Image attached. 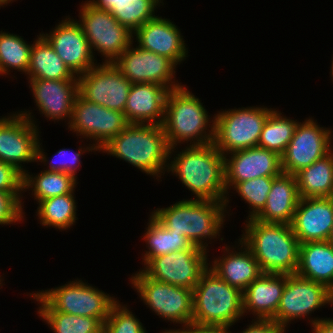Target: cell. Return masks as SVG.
<instances>
[{"instance_id":"484cf974","label":"cell","mask_w":333,"mask_h":333,"mask_svg":"<svg viewBox=\"0 0 333 333\" xmlns=\"http://www.w3.org/2000/svg\"><path fill=\"white\" fill-rule=\"evenodd\" d=\"M300 199L296 175L282 173L272 181L265 207L254 219L291 224Z\"/></svg>"},{"instance_id":"3957f363","label":"cell","mask_w":333,"mask_h":333,"mask_svg":"<svg viewBox=\"0 0 333 333\" xmlns=\"http://www.w3.org/2000/svg\"><path fill=\"white\" fill-rule=\"evenodd\" d=\"M169 150L162 125L129 124L99 151L161 179L168 168Z\"/></svg>"},{"instance_id":"c3c4849f","label":"cell","mask_w":333,"mask_h":333,"mask_svg":"<svg viewBox=\"0 0 333 333\" xmlns=\"http://www.w3.org/2000/svg\"><path fill=\"white\" fill-rule=\"evenodd\" d=\"M12 1L14 0H0V8L1 6L4 7L5 5H8V3L10 4Z\"/></svg>"},{"instance_id":"60d3db41","label":"cell","mask_w":333,"mask_h":333,"mask_svg":"<svg viewBox=\"0 0 333 333\" xmlns=\"http://www.w3.org/2000/svg\"><path fill=\"white\" fill-rule=\"evenodd\" d=\"M0 191L12 195H22L23 174L14 166L0 160Z\"/></svg>"},{"instance_id":"5b68a950","label":"cell","mask_w":333,"mask_h":333,"mask_svg":"<svg viewBox=\"0 0 333 333\" xmlns=\"http://www.w3.org/2000/svg\"><path fill=\"white\" fill-rule=\"evenodd\" d=\"M227 211L224 201L183 199L151 214L168 231L184 235L194 246L208 252L207 241L219 238Z\"/></svg>"},{"instance_id":"52a82bcc","label":"cell","mask_w":333,"mask_h":333,"mask_svg":"<svg viewBox=\"0 0 333 333\" xmlns=\"http://www.w3.org/2000/svg\"><path fill=\"white\" fill-rule=\"evenodd\" d=\"M32 293H30V298L40 304L37 311H58L77 316L94 317L103 324L109 316L112 305L117 301V298L80 279L54 289Z\"/></svg>"},{"instance_id":"4fadbf2b","label":"cell","mask_w":333,"mask_h":333,"mask_svg":"<svg viewBox=\"0 0 333 333\" xmlns=\"http://www.w3.org/2000/svg\"><path fill=\"white\" fill-rule=\"evenodd\" d=\"M128 125L124 113L88 102L78 94L68 129L81 138L93 140L92 144L99 152Z\"/></svg>"},{"instance_id":"277c9868","label":"cell","mask_w":333,"mask_h":333,"mask_svg":"<svg viewBox=\"0 0 333 333\" xmlns=\"http://www.w3.org/2000/svg\"><path fill=\"white\" fill-rule=\"evenodd\" d=\"M185 86L170 90L166 99L162 127L172 154L185 141L191 146L213 143L214 140L215 117L210 121L201 100Z\"/></svg>"},{"instance_id":"8fae6325","label":"cell","mask_w":333,"mask_h":333,"mask_svg":"<svg viewBox=\"0 0 333 333\" xmlns=\"http://www.w3.org/2000/svg\"><path fill=\"white\" fill-rule=\"evenodd\" d=\"M31 113L26 110L0 117V160L22 174L27 171L23 164L37 161L40 131Z\"/></svg>"},{"instance_id":"7dc6e473","label":"cell","mask_w":333,"mask_h":333,"mask_svg":"<svg viewBox=\"0 0 333 333\" xmlns=\"http://www.w3.org/2000/svg\"><path fill=\"white\" fill-rule=\"evenodd\" d=\"M327 242L330 243L333 246V227L331 229L330 235L327 239Z\"/></svg>"},{"instance_id":"4316f807","label":"cell","mask_w":333,"mask_h":333,"mask_svg":"<svg viewBox=\"0 0 333 333\" xmlns=\"http://www.w3.org/2000/svg\"><path fill=\"white\" fill-rule=\"evenodd\" d=\"M296 274L321 283L333 292V246L327 241L300 244Z\"/></svg>"},{"instance_id":"7c38bea8","label":"cell","mask_w":333,"mask_h":333,"mask_svg":"<svg viewBox=\"0 0 333 333\" xmlns=\"http://www.w3.org/2000/svg\"><path fill=\"white\" fill-rule=\"evenodd\" d=\"M333 304V292L325 285L297 274L286 275L285 288L276 315L272 318L284 331L288 324L320 307Z\"/></svg>"},{"instance_id":"f907efd6","label":"cell","mask_w":333,"mask_h":333,"mask_svg":"<svg viewBox=\"0 0 333 333\" xmlns=\"http://www.w3.org/2000/svg\"><path fill=\"white\" fill-rule=\"evenodd\" d=\"M97 333H108L104 328H101Z\"/></svg>"},{"instance_id":"d590c367","label":"cell","mask_w":333,"mask_h":333,"mask_svg":"<svg viewBox=\"0 0 333 333\" xmlns=\"http://www.w3.org/2000/svg\"><path fill=\"white\" fill-rule=\"evenodd\" d=\"M54 333H97L103 323L94 317L77 316L58 311H38Z\"/></svg>"},{"instance_id":"ba28073f","label":"cell","mask_w":333,"mask_h":333,"mask_svg":"<svg viewBox=\"0 0 333 333\" xmlns=\"http://www.w3.org/2000/svg\"><path fill=\"white\" fill-rule=\"evenodd\" d=\"M272 108L250 106L218 111L214 114V146L225 156L257 147L263 126Z\"/></svg>"},{"instance_id":"603a6c76","label":"cell","mask_w":333,"mask_h":333,"mask_svg":"<svg viewBox=\"0 0 333 333\" xmlns=\"http://www.w3.org/2000/svg\"><path fill=\"white\" fill-rule=\"evenodd\" d=\"M169 91L155 83L132 84L124 110L128 123L162 125Z\"/></svg>"},{"instance_id":"9c48e42d","label":"cell","mask_w":333,"mask_h":333,"mask_svg":"<svg viewBox=\"0 0 333 333\" xmlns=\"http://www.w3.org/2000/svg\"><path fill=\"white\" fill-rule=\"evenodd\" d=\"M77 23L89 42L93 56L98 51L104 63H113L133 42V33L120 24L108 10L88 0L81 4ZM94 49V50H93Z\"/></svg>"},{"instance_id":"f1b7e54d","label":"cell","mask_w":333,"mask_h":333,"mask_svg":"<svg viewBox=\"0 0 333 333\" xmlns=\"http://www.w3.org/2000/svg\"><path fill=\"white\" fill-rule=\"evenodd\" d=\"M295 175L301 198L333 197V152Z\"/></svg>"},{"instance_id":"f546056e","label":"cell","mask_w":333,"mask_h":333,"mask_svg":"<svg viewBox=\"0 0 333 333\" xmlns=\"http://www.w3.org/2000/svg\"><path fill=\"white\" fill-rule=\"evenodd\" d=\"M144 233L146 248L142 255L144 266L154 257L166 255L179 250H203L194 246L184 235L168 231L152 214Z\"/></svg>"},{"instance_id":"74e56055","label":"cell","mask_w":333,"mask_h":333,"mask_svg":"<svg viewBox=\"0 0 333 333\" xmlns=\"http://www.w3.org/2000/svg\"><path fill=\"white\" fill-rule=\"evenodd\" d=\"M40 140L38 141L37 144V158L36 162H43L45 164H49L48 168H46L45 171L48 172H65L67 174L72 175L75 179L78 177L77 175V170L79 169L78 167L81 166V155L85 153L86 151L88 152H95L98 151L93 144H89L88 147L85 146L82 148V146H79V151L75 153L73 150L70 149H60L57 151V153L52 157V159L48 162L46 158V153L44 152V149H42V145L40 146ZM83 149V150H82ZM70 154V155H69ZM58 159L59 161L55 160ZM39 160V161H38ZM54 160V161H53ZM57 161V162H56Z\"/></svg>"},{"instance_id":"ab89813d","label":"cell","mask_w":333,"mask_h":333,"mask_svg":"<svg viewBox=\"0 0 333 333\" xmlns=\"http://www.w3.org/2000/svg\"><path fill=\"white\" fill-rule=\"evenodd\" d=\"M22 195H12L0 191V225L15 224L24 220Z\"/></svg>"},{"instance_id":"4dcf8cb0","label":"cell","mask_w":333,"mask_h":333,"mask_svg":"<svg viewBox=\"0 0 333 333\" xmlns=\"http://www.w3.org/2000/svg\"><path fill=\"white\" fill-rule=\"evenodd\" d=\"M77 184V179L65 172L43 170L33 176L27 170L23 174V192L31 189L37 203L55 196L74 193Z\"/></svg>"},{"instance_id":"7a4b0ae2","label":"cell","mask_w":333,"mask_h":333,"mask_svg":"<svg viewBox=\"0 0 333 333\" xmlns=\"http://www.w3.org/2000/svg\"><path fill=\"white\" fill-rule=\"evenodd\" d=\"M239 238L252 252L263 273L296 274L300 243L291 224L245 220Z\"/></svg>"},{"instance_id":"5bb4252c","label":"cell","mask_w":333,"mask_h":333,"mask_svg":"<svg viewBox=\"0 0 333 333\" xmlns=\"http://www.w3.org/2000/svg\"><path fill=\"white\" fill-rule=\"evenodd\" d=\"M78 94L88 102L124 113L132 83L113 63L96 64L77 76Z\"/></svg>"},{"instance_id":"44dd1931","label":"cell","mask_w":333,"mask_h":333,"mask_svg":"<svg viewBox=\"0 0 333 333\" xmlns=\"http://www.w3.org/2000/svg\"><path fill=\"white\" fill-rule=\"evenodd\" d=\"M134 39L140 48L165 56L176 65H180L188 57L180 29L165 17L156 16L148 20L133 33Z\"/></svg>"},{"instance_id":"9a60e30c","label":"cell","mask_w":333,"mask_h":333,"mask_svg":"<svg viewBox=\"0 0 333 333\" xmlns=\"http://www.w3.org/2000/svg\"><path fill=\"white\" fill-rule=\"evenodd\" d=\"M331 128L320 127L313 118L298 122L294 135L281 155L283 173L295 175L331 151Z\"/></svg>"},{"instance_id":"8992f818","label":"cell","mask_w":333,"mask_h":333,"mask_svg":"<svg viewBox=\"0 0 333 333\" xmlns=\"http://www.w3.org/2000/svg\"><path fill=\"white\" fill-rule=\"evenodd\" d=\"M193 291V318L196 325L232 327L243 315V294L209 267Z\"/></svg>"},{"instance_id":"7402d4cb","label":"cell","mask_w":333,"mask_h":333,"mask_svg":"<svg viewBox=\"0 0 333 333\" xmlns=\"http://www.w3.org/2000/svg\"><path fill=\"white\" fill-rule=\"evenodd\" d=\"M291 226L300 244L327 241L333 227V197L301 198Z\"/></svg>"},{"instance_id":"bcb514c9","label":"cell","mask_w":333,"mask_h":333,"mask_svg":"<svg viewBox=\"0 0 333 333\" xmlns=\"http://www.w3.org/2000/svg\"><path fill=\"white\" fill-rule=\"evenodd\" d=\"M162 333H190V324L182 325V328L177 330H175V328L171 330H165Z\"/></svg>"},{"instance_id":"681fc988","label":"cell","mask_w":333,"mask_h":333,"mask_svg":"<svg viewBox=\"0 0 333 333\" xmlns=\"http://www.w3.org/2000/svg\"><path fill=\"white\" fill-rule=\"evenodd\" d=\"M330 73H331V76H332V79H333V58H332V64H331V69H330Z\"/></svg>"},{"instance_id":"b9f144b4","label":"cell","mask_w":333,"mask_h":333,"mask_svg":"<svg viewBox=\"0 0 333 333\" xmlns=\"http://www.w3.org/2000/svg\"><path fill=\"white\" fill-rule=\"evenodd\" d=\"M252 324L247 325L241 333H286L275 321L272 319H253ZM228 333H232L228 328Z\"/></svg>"},{"instance_id":"816d5d0a","label":"cell","mask_w":333,"mask_h":333,"mask_svg":"<svg viewBox=\"0 0 333 333\" xmlns=\"http://www.w3.org/2000/svg\"><path fill=\"white\" fill-rule=\"evenodd\" d=\"M3 278H1V276H0V286H2L1 284H2V282H3V280H2Z\"/></svg>"},{"instance_id":"8d00e7d4","label":"cell","mask_w":333,"mask_h":333,"mask_svg":"<svg viewBox=\"0 0 333 333\" xmlns=\"http://www.w3.org/2000/svg\"><path fill=\"white\" fill-rule=\"evenodd\" d=\"M276 177H257L247 181L239 182L234 187L236 193L249 204L248 218L254 219L265 207L267 196L272 187V181Z\"/></svg>"},{"instance_id":"cb8c5ba5","label":"cell","mask_w":333,"mask_h":333,"mask_svg":"<svg viewBox=\"0 0 333 333\" xmlns=\"http://www.w3.org/2000/svg\"><path fill=\"white\" fill-rule=\"evenodd\" d=\"M238 243L237 251L234 247H224V255L215 258L212 265L209 262L208 267L230 286L243 293L247 286L263 272L251 250L240 239Z\"/></svg>"},{"instance_id":"d4e9b609","label":"cell","mask_w":333,"mask_h":333,"mask_svg":"<svg viewBox=\"0 0 333 333\" xmlns=\"http://www.w3.org/2000/svg\"><path fill=\"white\" fill-rule=\"evenodd\" d=\"M286 284V274L262 273L243 294V314L258 319H272L278 310Z\"/></svg>"},{"instance_id":"7bdbcfd3","label":"cell","mask_w":333,"mask_h":333,"mask_svg":"<svg viewBox=\"0 0 333 333\" xmlns=\"http://www.w3.org/2000/svg\"><path fill=\"white\" fill-rule=\"evenodd\" d=\"M312 333H333V318H311Z\"/></svg>"},{"instance_id":"e0dca14e","label":"cell","mask_w":333,"mask_h":333,"mask_svg":"<svg viewBox=\"0 0 333 333\" xmlns=\"http://www.w3.org/2000/svg\"><path fill=\"white\" fill-rule=\"evenodd\" d=\"M205 250H179L152 258L142 271L153 280L193 290L208 268Z\"/></svg>"},{"instance_id":"d6986e66","label":"cell","mask_w":333,"mask_h":333,"mask_svg":"<svg viewBox=\"0 0 333 333\" xmlns=\"http://www.w3.org/2000/svg\"><path fill=\"white\" fill-rule=\"evenodd\" d=\"M224 171L227 194L239 182L262 176L277 177L283 173L281 156L258 146L226 154Z\"/></svg>"},{"instance_id":"d6a6232c","label":"cell","mask_w":333,"mask_h":333,"mask_svg":"<svg viewBox=\"0 0 333 333\" xmlns=\"http://www.w3.org/2000/svg\"><path fill=\"white\" fill-rule=\"evenodd\" d=\"M299 121L282 116L274 109L263 126L258 147L271 150L280 156L291 141Z\"/></svg>"},{"instance_id":"f35d334b","label":"cell","mask_w":333,"mask_h":333,"mask_svg":"<svg viewBox=\"0 0 333 333\" xmlns=\"http://www.w3.org/2000/svg\"><path fill=\"white\" fill-rule=\"evenodd\" d=\"M126 306L117 300L112 305L103 328L108 333H147L140 320Z\"/></svg>"},{"instance_id":"f6af8a7d","label":"cell","mask_w":333,"mask_h":333,"mask_svg":"<svg viewBox=\"0 0 333 333\" xmlns=\"http://www.w3.org/2000/svg\"><path fill=\"white\" fill-rule=\"evenodd\" d=\"M88 1L97 8L109 11L112 8V6L115 3H117L119 0H88Z\"/></svg>"},{"instance_id":"e575fe53","label":"cell","mask_w":333,"mask_h":333,"mask_svg":"<svg viewBox=\"0 0 333 333\" xmlns=\"http://www.w3.org/2000/svg\"><path fill=\"white\" fill-rule=\"evenodd\" d=\"M163 0H119L109 10L117 21L134 33L148 20L156 17V8ZM158 6V7H157Z\"/></svg>"},{"instance_id":"30bf717a","label":"cell","mask_w":333,"mask_h":333,"mask_svg":"<svg viewBox=\"0 0 333 333\" xmlns=\"http://www.w3.org/2000/svg\"><path fill=\"white\" fill-rule=\"evenodd\" d=\"M141 301L159 318L174 324H191L193 291L149 278L141 269L129 278Z\"/></svg>"},{"instance_id":"836d02e7","label":"cell","mask_w":333,"mask_h":333,"mask_svg":"<svg viewBox=\"0 0 333 333\" xmlns=\"http://www.w3.org/2000/svg\"><path fill=\"white\" fill-rule=\"evenodd\" d=\"M31 47L22 36L0 31V76L9 75L10 69L27 75Z\"/></svg>"},{"instance_id":"83f0119b","label":"cell","mask_w":333,"mask_h":333,"mask_svg":"<svg viewBox=\"0 0 333 333\" xmlns=\"http://www.w3.org/2000/svg\"><path fill=\"white\" fill-rule=\"evenodd\" d=\"M27 77L51 80L77 79L41 33L37 35L31 47Z\"/></svg>"},{"instance_id":"ffe728a7","label":"cell","mask_w":333,"mask_h":333,"mask_svg":"<svg viewBox=\"0 0 333 333\" xmlns=\"http://www.w3.org/2000/svg\"><path fill=\"white\" fill-rule=\"evenodd\" d=\"M36 107L46 119L71 121L73 105L78 95V79L28 78Z\"/></svg>"},{"instance_id":"2e32d148","label":"cell","mask_w":333,"mask_h":333,"mask_svg":"<svg viewBox=\"0 0 333 333\" xmlns=\"http://www.w3.org/2000/svg\"><path fill=\"white\" fill-rule=\"evenodd\" d=\"M134 41L113 62L115 67L132 84L155 83L169 90L177 89L183 85L175 81L176 64L165 56L144 50Z\"/></svg>"},{"instance_id":"ac0fdd59","label":"cell","mask_w":333,"mask_h":333,"mask_svg":"<svg viewBox=\"0 0 333 333\" xmlns=\"http://www.w3.org/2000/svg\"><path fill=\"white\" fill-rule=\"evenodd\" d=\"M42 35L76 76L86 73L97 64L77 19H71L68 15L49 34Z\"/></svg>"},{"instance_id":"1f68e13d","label":"cell","mask_w":333,"mask_h":333,"mask_svg":"<svg viewBox=\"0 0 333 333\" xmlns=\"http://www.w3.org/2000/svg\"><path fill=\"white\" fill-rule=\"evenodd\" d=\"M37 204L36 216L44 227L52 226L59 230H67L78 219L74 193L44 199Z\"/></svg>"},{"instance_id":"6da1fadb","label":"cell","mask_w":333,"mask_h":333,"mask_svg":"<svg viewBox=\"0 0 333 333\" xmlns=\"http://www.w3.org/2000/svg\"><path fill=\"white\" fill-rule=\"evenodd\" d=\"M172 160L169 153L167 172L173 173L192 191V200L224 201L228 209L229 196L225 185L224 155L213 143L187 145ZM171 154V155H170ZM228 196V197H227Z\"/></svg>"},{"instance_id":"ee69618b","label":"cell","mask_w":333,"mask_h":333,"mask_svg":"<svg viewBox=\"0 0 333 333\" xmlns=\"http://www.w3.org/2000/svg\"><path fill=\"white\" fill-rule=\"evenodd\" d=\"M190 333H228V327L190 324Z\"/></svg>"}]
</instances>
